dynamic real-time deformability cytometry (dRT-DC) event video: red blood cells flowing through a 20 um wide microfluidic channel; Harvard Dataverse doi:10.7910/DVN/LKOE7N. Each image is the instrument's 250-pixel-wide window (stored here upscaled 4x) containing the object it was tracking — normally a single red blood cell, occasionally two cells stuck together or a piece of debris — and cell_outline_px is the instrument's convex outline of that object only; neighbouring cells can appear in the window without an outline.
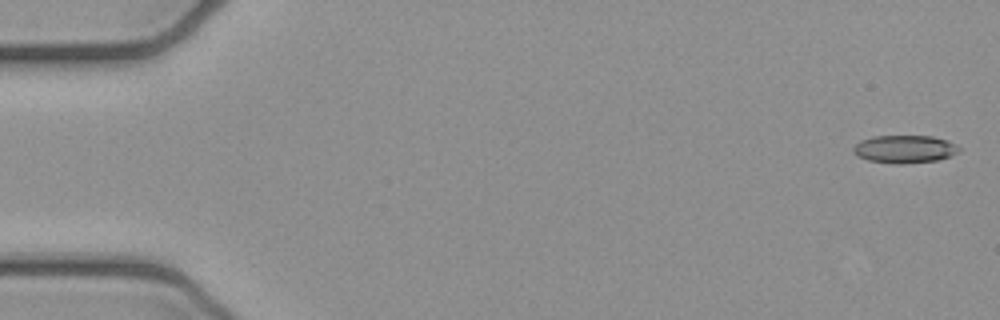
{"species": "common noctule bat (a hibernating species)", "species_latin": "Nyctalus noctula", "temperature_condition": "cold", "stored_images_in_passage": 5, "camera_frame_rate_fps": 3000, "um_per_image_px": 0.085, "animal": {"sex": "female", "body_mass_g": 21.9}, "frame": {"image": 1, "passage_image": 1, "time_ms": 0.0, "image_size_px": [1000, 320], "cell_outline_px": [[960, 152], [936, 160], [904, 164], [896, 164], [868, 160], [856, 156], [852, 152], [852, 148], [860, 140], [872, 136], [932, 136], [948, 140], [956, 144], [960, 148]], "centroid_in_image_um": [76.87, 12.67], "position_along_channel_um": 8.1, "area_um2": 17.28}}
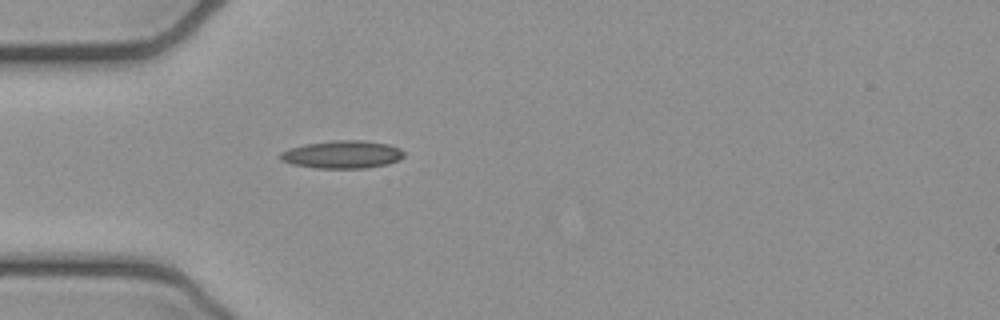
{"frame": {"image": 2, "passage_image": 5, "time_ms": 1.333, "image_size_px": [1000, 320], "cell_outline_px": [[404, 156], [400, 160], [388, 164], [364, 168], [316, 168], [292, 164], [280, 160], [280, 152], [288, 148], [304, 144], [332, 140], [360, 140], [388, 144], [400, 148], [404, 152]], "centroid_in_image_um": [29.09, 13.13], "position_along_channel_um": 55.9, "area_um2": 20.17}}